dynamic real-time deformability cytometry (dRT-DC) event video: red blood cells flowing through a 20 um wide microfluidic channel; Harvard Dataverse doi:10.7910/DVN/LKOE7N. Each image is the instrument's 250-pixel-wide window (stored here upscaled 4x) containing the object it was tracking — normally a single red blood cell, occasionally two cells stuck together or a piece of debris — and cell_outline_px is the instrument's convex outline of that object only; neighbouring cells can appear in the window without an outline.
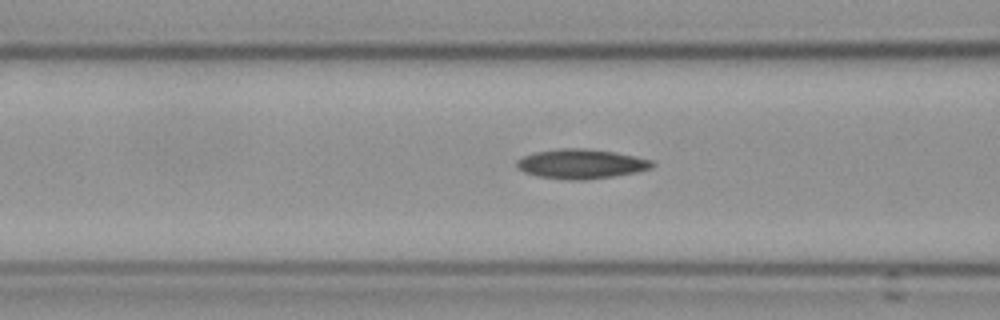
{"species": "Egyptian fruit bat (a non-hibernating species)", "species_latin": "Rousettus aegyptiacus", "temperature_condition": "cold", "stored_images_in_passage": 47, "camera_frame_rate_fps": 3000, "um_per_image_px": 0.085, "frame": {"image": 1, "passage_image": 21, "time_ms": 6.667, "image_size_px": [1000, 320], "cell_outline_px": [[656, 164], [652, 168], [636, 172], [612, 176], [580, 180], [540, 176], [524, 172], [516, 164], [516, 160], [524, 156], [536, 152], [560, 148], [588, 148], [616, 152], [636, 156], [652, 160]], "centroid_in_image_um": [49.45, 13.91], "position_along_channel_um": 117.1, "area_um2": 23.06}}